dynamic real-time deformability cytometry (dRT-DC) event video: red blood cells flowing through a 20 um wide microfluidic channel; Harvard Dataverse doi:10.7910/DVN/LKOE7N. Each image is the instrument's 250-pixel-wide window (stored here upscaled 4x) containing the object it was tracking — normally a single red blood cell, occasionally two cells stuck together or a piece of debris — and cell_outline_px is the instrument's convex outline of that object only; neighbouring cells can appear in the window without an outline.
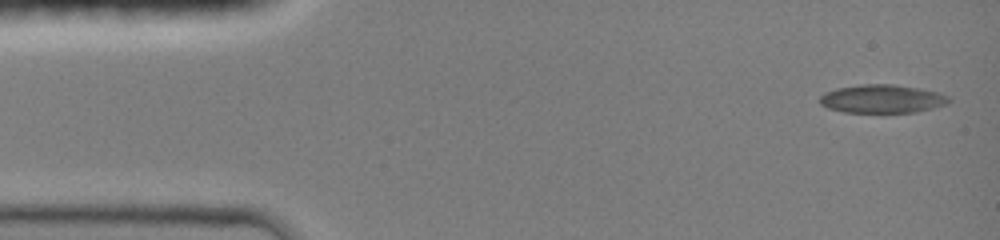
{"species": "common noctule bat (a hibernating species)", "species_latin": "Nyctalus noctula", "temperature_condition": "room temperature", "stored_images_in_passage": 38, "camera_frame_rate_fps": 3000, "um_per_image_px": 0.085, "animal": {"sex": "female", "body_mass_g": 19.0, "forearm_length_mm": 51.5}, "frame": {"image": 1, "passage_image": 1, "time_ms": 0.0, "image_size_px": [1000, 240], "cell_outline_px": [[952, 100], [948, 104], [916, 112], [844, 112], [828, 108], [820, 104], [820, 96], [824, 92], [836, 88], [864, 84], [892, 84], [940, 92], [948, 96]], "centroid_in_image_um": [74.99, 8.4], "position_along_channel_um": 10.0, "area_um2": 21.33}}
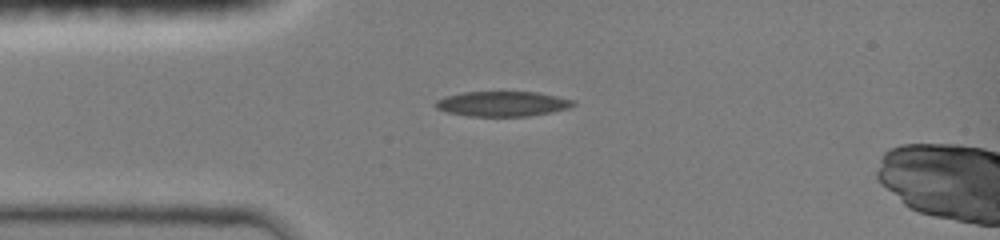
{"frame": {"image": 2, "passage_image": 23, "time_ms": 3.0, "image_size_px": [1000, 240], "cell_outline_px": [[576, 104], [568, 108], [552, 112], [528, 116], [468, 116], [448, 112], [436, 108], [432, 104], [436, 100], [444, 96], [464, 92], [536, 92], [576, 100]], "centroid_in_image_um": [42.69, 8.82], "position_along_channel_um": 42.3, "area_um2": 20.17}}
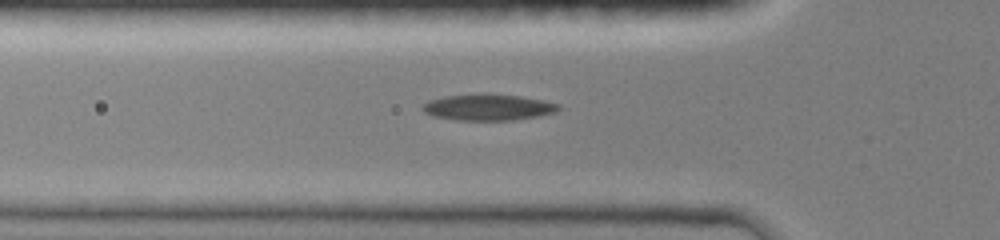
{"frame": {"image": 3, "passage_image": 34, "time_ms": 4.333, "image_size_px": [1000, 240], "cell_outline_px": [[560, 108], [556, 112], [536, 116], [512, 120], [456, 120], [432, 116], [424, 112], [420, 108], [428, 100], [444, 96], [484, 92], [520, 96], [544, 100], [560, 104]], "centroid_in_image_um": [41.46, 9.1], "position_along_channel_um": 84.3, "area_um2": 21.15}}